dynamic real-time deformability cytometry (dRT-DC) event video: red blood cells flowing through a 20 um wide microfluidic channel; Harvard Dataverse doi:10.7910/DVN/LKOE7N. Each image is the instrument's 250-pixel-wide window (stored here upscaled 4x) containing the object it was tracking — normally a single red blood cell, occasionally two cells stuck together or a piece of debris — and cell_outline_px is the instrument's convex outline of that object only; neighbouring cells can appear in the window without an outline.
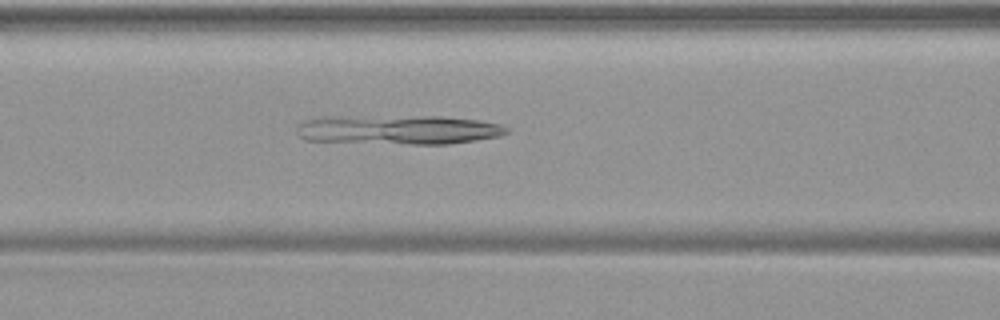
{"species": "common noctule bat (a hibernating species)", "species_latin": "Nyctalus noctula", "temperature_condition": "warm", "stored_images_in_passage": 35, "camera_frame_rate_fps": 3000, "um_per_image_px": 0.085, "animal": {"sex": "female", "body_mass_g": 19.9}, "frame": {"image": 1, "passage_image": 7, "time_ms": 2.0, "image_size_px": [1000, 320], "cell_outline_px": [[512, 132], [500, 136], [476, 140], [448, 144], [408, 144], [304, 140], [296, 132], [296, 128], [300, 120], [320, 116], [444, 116], [480, 120], [500, 124], [512, 128]], "centroid_in_image_um": [33.87, 11.01], "position_along_channel_um": 132.7, "area_um2": 36.65}}
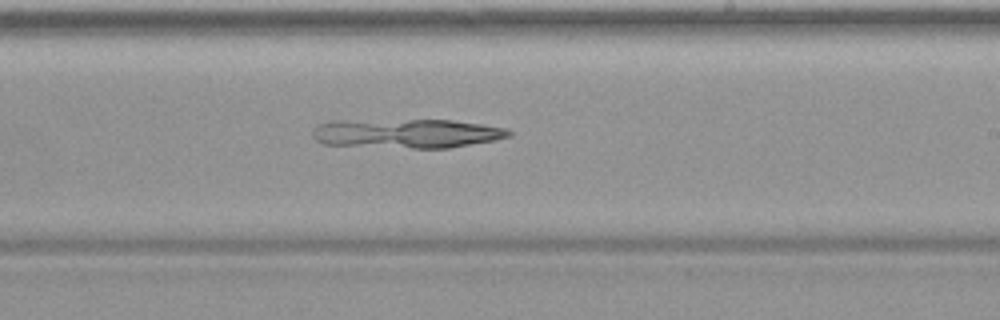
{"frame": {"image": 2, "passage_image": 16, "time_ms": 5.0, "image_size_px": [1000, 320], "cell_outline_px": [[512, 136], [496, 140], [448, 148], [412, 148], [320, 144], [312, 136], [312, 132], [320, 124], [332, 120], [452, 120], [480, 124], [504, 128], [512, 132]], "centroid_in_image_um": [34.57, 11.34], "position_along_channel_um": 254.4, "area_um2": 33.47}}
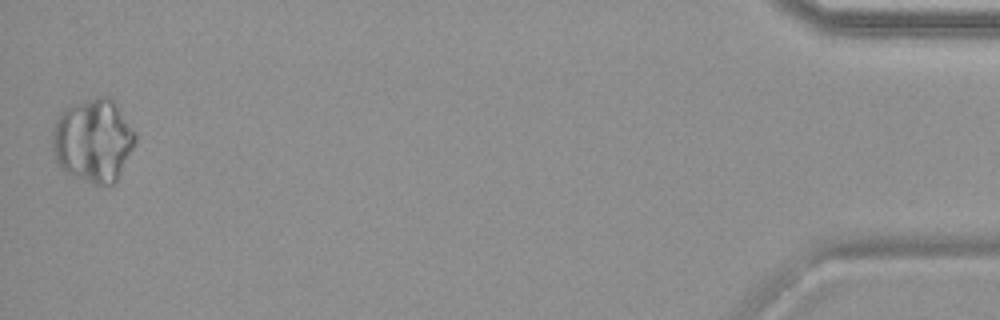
{"frame": {"image": 3, "passage_image": 35, "time_ms": 11.333, "image_size_px": [1000, 320], "cell_outline_px": [[136, 140], [116, 180], [112, 184], [104, 188], [64, 172], [60, 168], [56, 160], [52, 148], [52, 128], [60, 112], [76, 104], [100, 96], [108, 96], [112, 100], [136, 132]], "centroid_in_image_um": [7.9, 11.97], "position_along_channel_um": 427.3, "area_um2": 40.0}}